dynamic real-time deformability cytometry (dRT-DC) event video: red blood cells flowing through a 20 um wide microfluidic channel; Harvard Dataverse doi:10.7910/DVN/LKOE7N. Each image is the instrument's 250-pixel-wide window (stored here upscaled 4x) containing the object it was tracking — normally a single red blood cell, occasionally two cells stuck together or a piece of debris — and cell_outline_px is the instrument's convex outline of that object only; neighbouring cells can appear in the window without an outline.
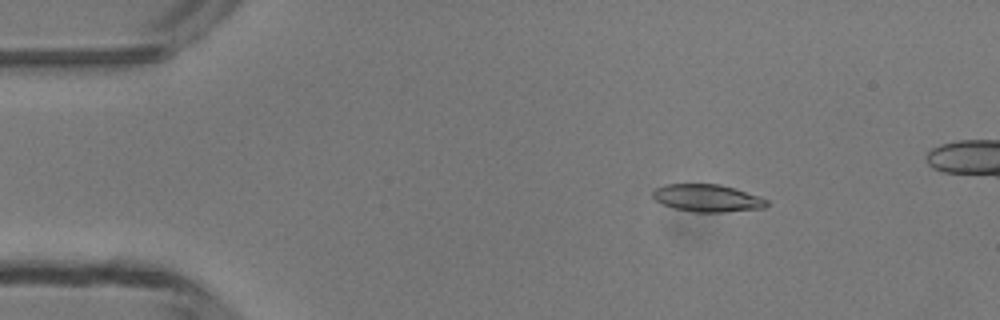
{"species": "common noctule bat (a hibernating species)", "species_latin": "Nyctalus noctula", "temperature_condition": "room temperature", "stored_images_in_passage": 5, "camera_frame_rate_fps": 3000, "um_per_image_px": 0.085, "animal": {"sex": "male", "body_mass_g": 13.3}, "frame": {"image": 1, "passage_image": 2, "time_ms": 1.0, "image_size_px": [1000, 320], "cell_outline_px": [[768, 204], [764, 208], [724, 212], [692, 212], [676, 208], [664, 204], [656, 200], [652, 196], [652, 192], [656, 188], [664, 184], [720, 184], [736, 188], [760, 196], [768, 200]], "centroid_in_image_um": [60.15, 16.83], "position_along_channel_um": 24.8, "area_um2": 18.26}}
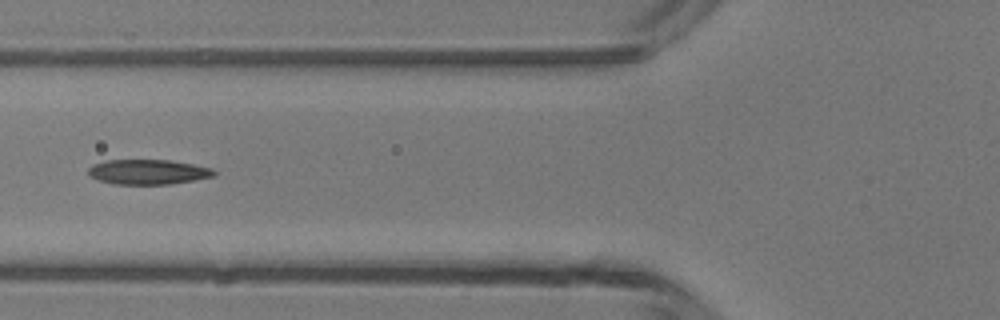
{"frame": {"image": 2, "passage_image": 5, "time_ms": 4.667, "image_size_px": [1000, 320], "cell_outline_px": [[216, 176], [172, 184], [112, 184], [88, 176], [88, 168], [92, 164], [104, 160], [168, 160], [192, 164], [212, 168], [216, 172]], "centroid_in_image_um": [12.57, 14.61], "position_along_channel_um": 113.2, "area_um2": 18.38}}